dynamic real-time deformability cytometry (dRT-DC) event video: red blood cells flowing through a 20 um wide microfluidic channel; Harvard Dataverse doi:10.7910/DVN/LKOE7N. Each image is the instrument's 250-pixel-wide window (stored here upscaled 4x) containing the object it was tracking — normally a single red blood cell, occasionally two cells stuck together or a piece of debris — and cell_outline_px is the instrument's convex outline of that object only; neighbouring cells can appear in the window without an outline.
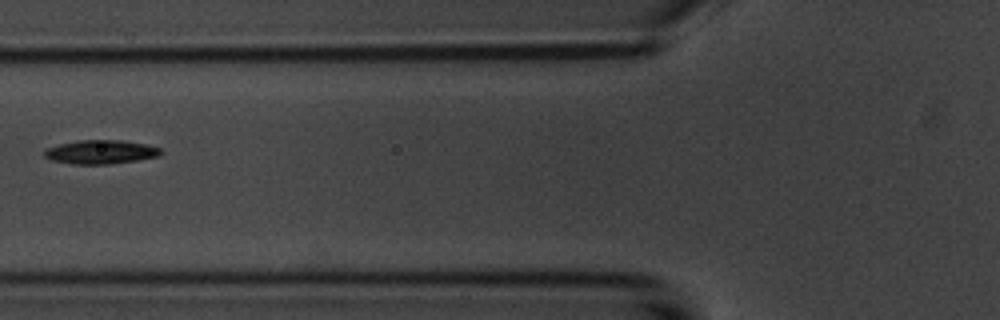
{"species": "common noctule bat (a hibernating species)", "species_latin": "Nyctalus noctula", "temperature_condition": "room temperature", "stored_images_in_passage": 4, "camera_frame_rate_fps": 3000, "um_per_image_px": 0.085, "animal": {"sex": "male", "body_mass_g": 20.1, "forearm_length_mm": 53.5}, "frame": {"image": 1, "passage_image": 4, "time_ms": 3.667, "image_size_px": [1000, 320], "cell_outline_px": [[164, 152], [160, 156], [136, 160], [108, 164], [72, 164], [52, 160], [44, 156], [44, 152], [48, 148], [60, 144], [80, 140], [120, 140], [144, 144], [160, 148]], "centroid_in_image_um": [8.58, 12.92], "position_along_channel_um": 117.2, "area_um2": 16.01}}